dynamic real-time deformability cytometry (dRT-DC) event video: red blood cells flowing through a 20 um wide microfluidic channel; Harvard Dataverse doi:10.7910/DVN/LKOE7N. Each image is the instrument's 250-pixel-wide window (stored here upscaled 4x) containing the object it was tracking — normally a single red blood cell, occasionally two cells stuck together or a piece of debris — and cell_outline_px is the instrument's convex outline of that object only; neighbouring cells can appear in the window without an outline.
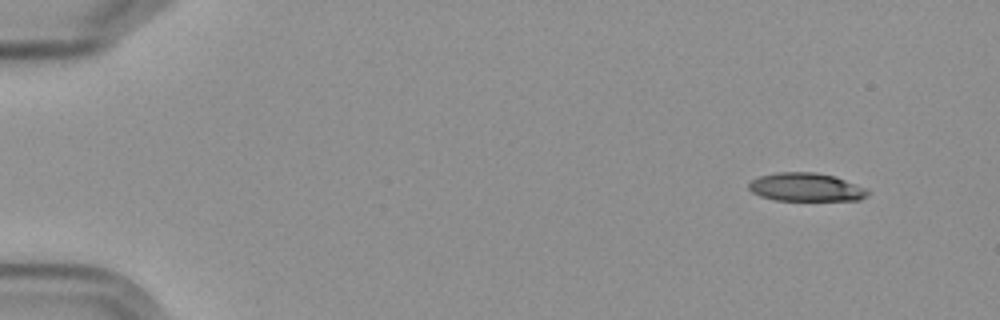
{"species": "Egyptian fruit bat (a non-hibernating species)", "species_latin": "Rousettus aegyptiacus", "temperature_condition": "cold", "stored_images_in_passage": 6, "camera_frame_rate_fps": 3000, "um_per_image_px": 0.085, "frame": {"image": 1, "passage_image": 2, "time_ms": 1.0, "image_size_px": [1000, 320], "cell_outline_px": [[868, 196], [860, 200], [776, 200], [760, 196], [752, 192], [748, 188], [748, 184], [752, 180], [760, 176], [776, 172], [816, 172], [836, 176], [864, 188], [868, 192]], "centroid_in_image_um": [68.49, 15.9], "position_along_channel_um": 16.5, "area_um2": 19.59}}
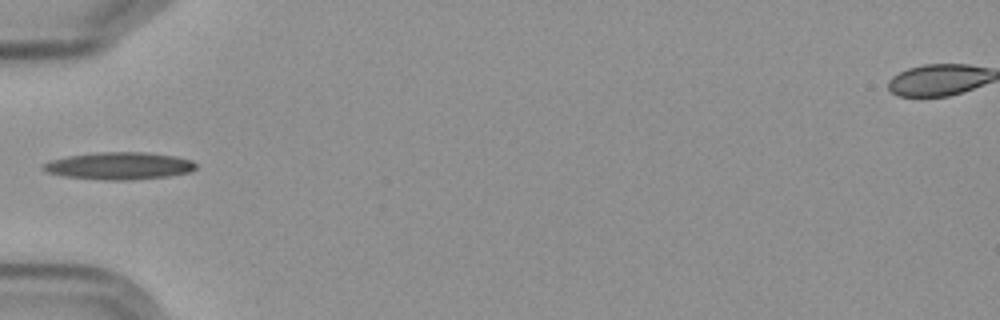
{"frame": {"image": 2, "passage_image": 6, "time_ms": 6.0, "image_size_px": [1000, 320], "cell_outline_px": [[196, 168], [188, 172], [168, 176], [132, 180], [108, 180], [64, 176], [44, 172], [40, 168], [40, 164], [52, 160], [68, 156], [100, 152], [144, 152], [176, 156], [192, 160], [196, 164]], "centroid_in_image_um": [10.1, 14.1], "position_along_channel_um": 74.9, "area_um2": 24.33}}